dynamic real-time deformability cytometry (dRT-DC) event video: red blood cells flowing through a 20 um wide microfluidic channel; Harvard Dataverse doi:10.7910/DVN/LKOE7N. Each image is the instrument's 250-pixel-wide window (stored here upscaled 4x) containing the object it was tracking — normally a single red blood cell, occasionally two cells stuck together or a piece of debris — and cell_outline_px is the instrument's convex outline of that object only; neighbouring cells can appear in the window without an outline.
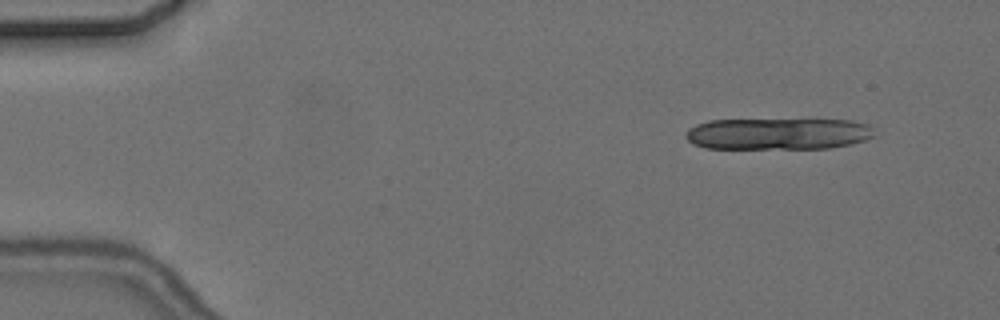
{"species": "common noctule bat (a hibernating species)", "species_latin": "Nyctalus noctula", "temperature_condition": "cold", "stored_images_in_passage": 6, "segment_of_instrument_passage": [1, 2], "camera_frame_rate_fps": 3000, "um_per_image_px": 0.085, "animal": {"sex": "female", "body_mass_g": 24.6, "forearm_length_mm": 56.2}, "frame": {"image": 1, "passage_image": 2, "time_ms": 1.0, "image_size_px": [1000, 320], "cell_outline_px": [[876, 136], [864, 140], [848, 144], [828, 148], [704, 148], [692, 144], [684, 136], [688, 128], [696, 124], [708, 120], [852, 120], [868, 124], [872, 128]], "centroid_in_image_um": [66.1, 11.37], "position_along_channel_um": 18.9, "area_um2": 34.74}}